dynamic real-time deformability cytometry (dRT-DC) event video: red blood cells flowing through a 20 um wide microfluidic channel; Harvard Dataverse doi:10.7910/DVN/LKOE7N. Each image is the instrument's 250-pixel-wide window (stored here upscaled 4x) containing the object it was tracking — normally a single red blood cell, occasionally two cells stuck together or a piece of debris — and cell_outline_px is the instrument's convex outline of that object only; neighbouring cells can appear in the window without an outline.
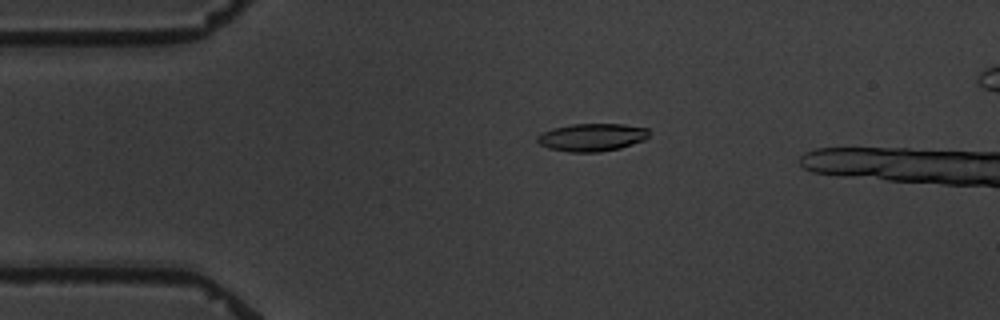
{"species": "common noctule bat (a hibernating species)", "species_latin": "Nyctalus noctula", "temperature_condition": "warm", "stored_images_in_passage": 5, "camera_frame_rate_fps": 3000, "um_per_image_px": 0.085, "animal": {"sex": "male", "body_mass_g": 19.5, "forearm_length_mm": 54.6}, "frame": {"image": 1, "passage_image": 3, "time_ms": 3.0, "image_size_px": [1000, 320], "cell_outline_px": [[648, 136], [644, 140], [620, 148], [600, 152], [568, 152], [548, 148], [540, 144], [536, 140], [536, 136], [552, 128], [572, 124], [624, 124], [648, 128]], "centroid_in_image_um": [50.3, 11.67], "position_along_channel_um": 34.7, "area_um2": 18.09}}